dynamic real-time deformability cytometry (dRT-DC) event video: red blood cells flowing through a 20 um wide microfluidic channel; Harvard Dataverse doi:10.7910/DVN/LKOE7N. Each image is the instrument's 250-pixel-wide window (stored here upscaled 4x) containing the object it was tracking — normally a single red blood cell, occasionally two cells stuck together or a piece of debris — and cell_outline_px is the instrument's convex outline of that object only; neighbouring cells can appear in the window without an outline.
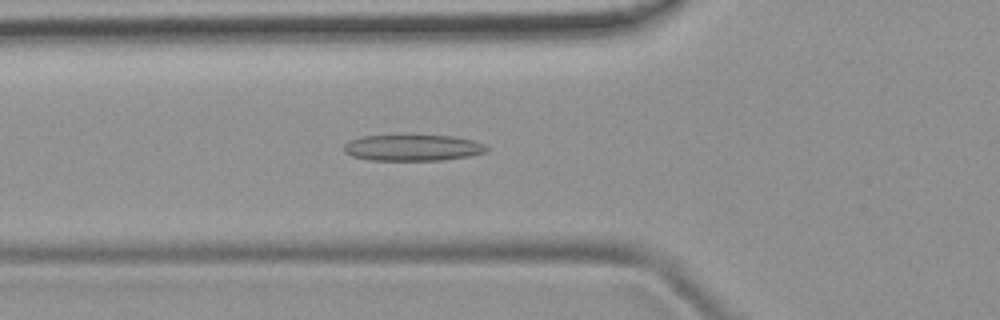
{"species": "common noctule bat (a hibernating species)", "species_latin": "Nyctalus noctula", "temperature_condition": "room temperature", "stored_images_in_passage": 3, "camera_frame_rate_fps": 3000, "um_per_image_px": 0.085, "animal": {"sex": "female", "body_mass_g": 19.9}, "frame": {"image": 1, "passage_image": 3, "time_ms": 0.667, "image_size_px": [1000, 320], "cell_outline_px": [[492, 148], [488, 152], [468, 156], [440, 160], [368, 160], [352, 156], [344, 152], [344, 144], [348, 140], [360, 136], [452, 136], [472, 140], [484, 144]], "centroid_in_image_um": [35.09, 12.56], "position_along_channel_um": 90.7, "area_um2": 21.79}}